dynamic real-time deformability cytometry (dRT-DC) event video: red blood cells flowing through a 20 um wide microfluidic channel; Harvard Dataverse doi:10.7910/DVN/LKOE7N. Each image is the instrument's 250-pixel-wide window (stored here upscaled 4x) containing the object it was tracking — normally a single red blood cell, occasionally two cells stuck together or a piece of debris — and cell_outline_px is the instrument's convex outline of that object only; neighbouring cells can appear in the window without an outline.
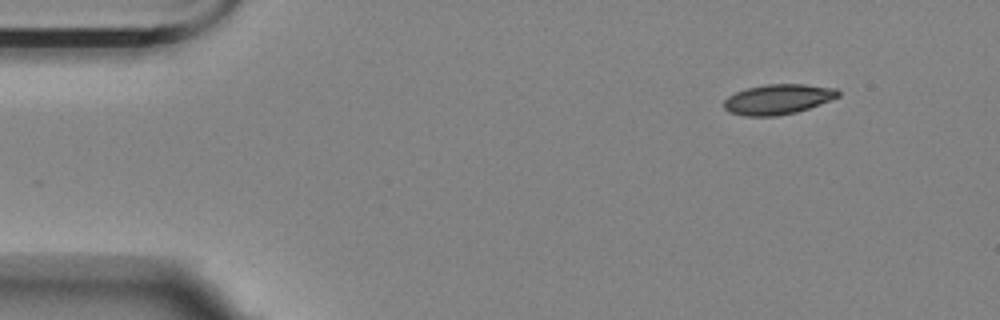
{"species": "Egyptian fruit bat (a non-hibernating species)", "species_latin": "Rousettus aegyptiacus", "temperature_condition": "room temperature", "stored_images_in_passage": 51, "camera_frame_rate_fps": 3000, "um_per_image_px": 0.085, "animal": {"sex": "female"}, "frame": {"image": 1, "passage_image": 1, "time_ms": 0.0, "image_size_px": [1000, 320], "cell_outline_px": [[840, 96], [820, 104], [796, 112], [776, 116], [744, 116], [728, 112], [724, 108], [724, 100], [728, 96], [736, 92], [748, 88], [764, 84], [804, 84], [836, 88], [840, 92]], "centroid_in_image_um": [66.12, 8.44], "position_along_channel_um": 18.9, "area_um2": 20.06}}
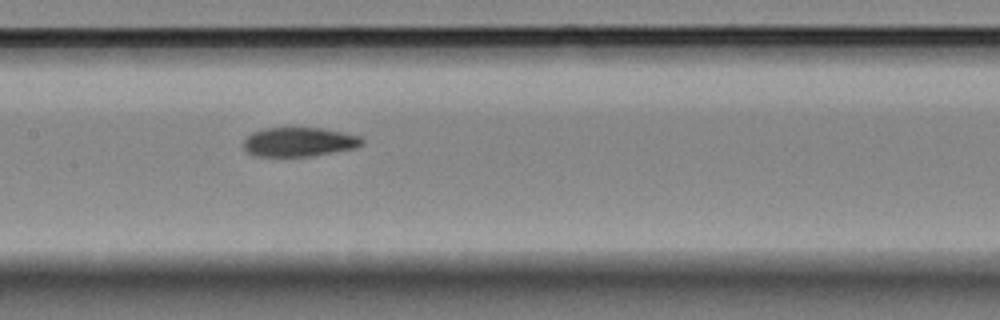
{"frame": {"image": 2, "passage_image": 22, "time_ms": 7.0, "image_size_px": [1000, 320], "cell_outline_px": [[364, 144], [356, 148], [312, 156], [252, 156], [244, 148], [244, 140], [252, 132], [264, 128], [320, 128], [360, 136], [364, 140]], "centroid_in_image_um": [25.42, 12.07], "position_along_channel_um": 182.0, "area_um2": 20.11}}
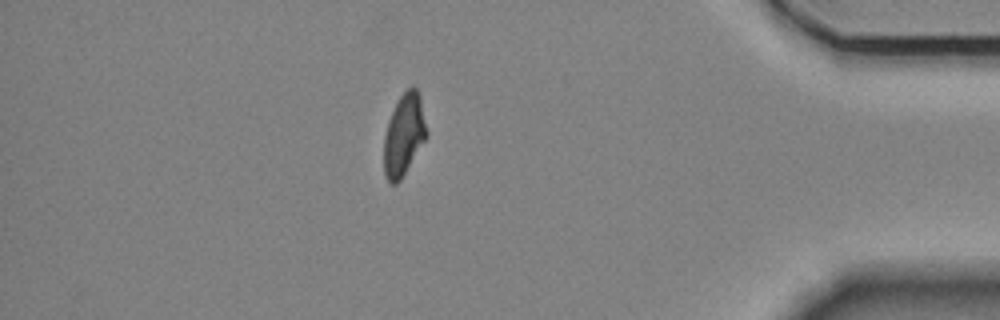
{"frame": {"image": 3, "passage_image": 44, "time_ms": 14.333, "image_size_px": [1000, 320], "cell_outline_px": [[428, 136], [400, 180], [396, 184], [392, 184], [388, 180], [384, 172], [384, 136], [388, 120], [400, 96], [412, 84], [416, 88], [420, 96], [428, 132]], "centroid_in_image_um": [34.35, 11.44], "position_along_channel_um": 400.9, "area_um2": 20.29}, "authors_computed_cell_mechanics": {"area_um2": 20.6924, "velocity_mm_per_s": 3.5236, "shape_relaxation_time_tau1_ms": null, "shape_relaxation_time_tau2_ms": 2.1371, "deformation_change_tau1": null, "deformation_change_tau2": 0.0734}}